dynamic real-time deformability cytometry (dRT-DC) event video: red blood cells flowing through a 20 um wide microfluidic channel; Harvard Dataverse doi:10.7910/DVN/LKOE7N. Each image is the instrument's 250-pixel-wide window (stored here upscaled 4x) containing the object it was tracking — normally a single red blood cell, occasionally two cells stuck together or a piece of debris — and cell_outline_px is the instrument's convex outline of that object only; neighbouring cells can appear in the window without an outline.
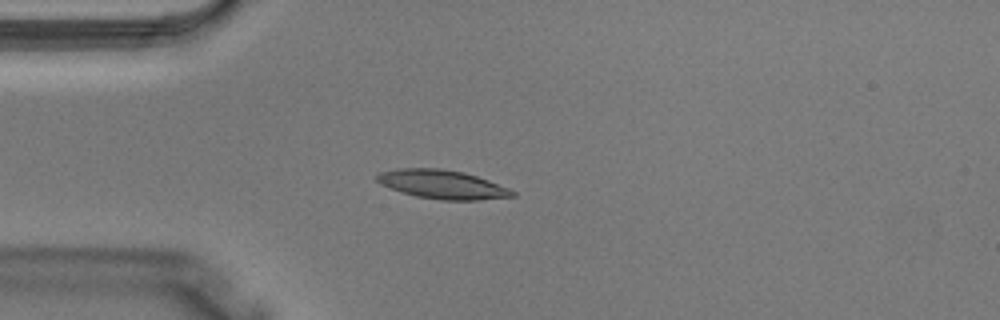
{"species": "Egyptian fruit bat (a non-hibernating species)", "species_latin": "Rousettus aegyptiacus", "temperature_condition": "warm", "stored_images_in_passage": 2, "camera_frame_rate_fps": 3000, "um_per_image_px": 0.085, "animal": {"sex": "male"}, "frame": {"image": 1, "passage_image": 2, "time_ms": 0.333, "image_size_px": [1000, 320], "cell_outline_px": [[516, 196], [476, 200], [440, 200], [416, 196], [380, 184], [376, 180], [376, 176], [380, 172], [396, 168], [440, 168], [464, 172], [488, 180], [508, 188], [516, 192]], "centroid_in_image_um": [37.6, 15.67], "position_along_channel_um": 47.4, "area_um2": 22.6}}